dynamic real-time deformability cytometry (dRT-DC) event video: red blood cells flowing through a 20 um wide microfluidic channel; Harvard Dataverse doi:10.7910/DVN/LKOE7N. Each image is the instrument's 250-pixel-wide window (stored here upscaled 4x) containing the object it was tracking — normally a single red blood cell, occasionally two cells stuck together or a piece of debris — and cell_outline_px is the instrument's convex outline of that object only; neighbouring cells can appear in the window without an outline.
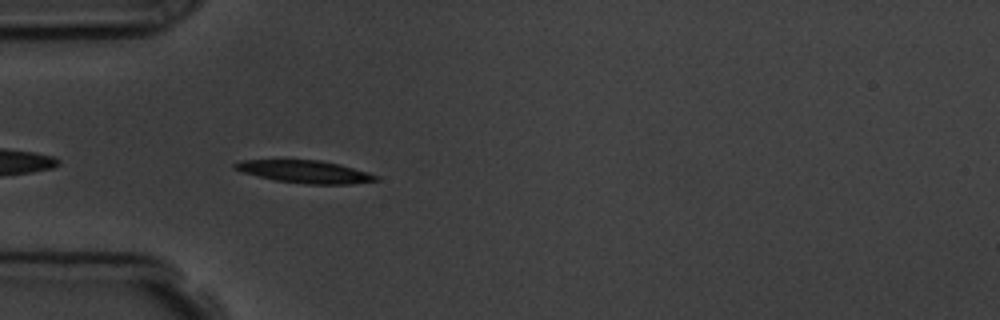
{"species": "common noctule bat (a hibernating species)", "species_latin": "Nyctalus noctula", "temperature_condition": "room temperature", "stored_images_in_passage": 5, "camera_frame_rate_fps": 3000, "um_per_image_px": 0.085, "animal": {"sex": "male", "body_mass_g": 19.5, "forearm_length_mm": 54.6}, "frame": {"image": 1, "passage_image": 5, "time_ms": 4.333, "image_size_px": [1000, 320], "cell_outline_px": [[380, 180], [352, 184], [308, 184], [276, 180], [244, 172], [232, 168], [232, 164], [240, 160], [320, 160], [340, 164], [368, 172], [380, 176]], "centroid_in_image_um": [25.97, 14.59], "position_along_channel_um": 59.0, "area_um2": 18.5}}